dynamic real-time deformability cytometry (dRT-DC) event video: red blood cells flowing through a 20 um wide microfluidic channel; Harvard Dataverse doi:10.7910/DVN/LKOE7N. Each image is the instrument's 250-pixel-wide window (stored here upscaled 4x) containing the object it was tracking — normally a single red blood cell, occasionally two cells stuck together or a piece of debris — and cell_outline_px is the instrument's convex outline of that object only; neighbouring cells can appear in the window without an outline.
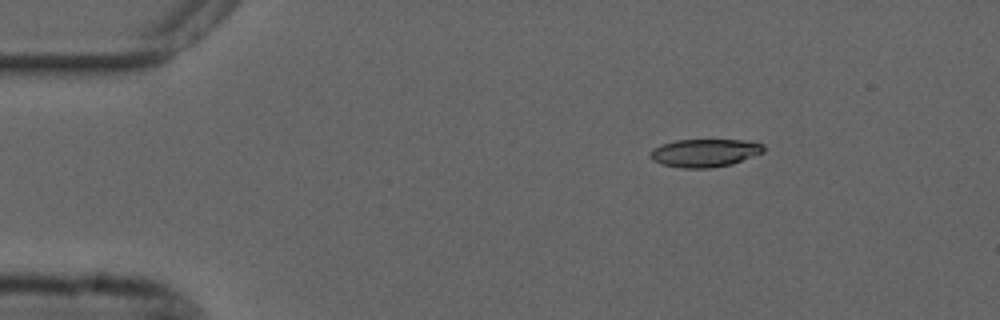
{"species": "common noctule bat (a hibernating species)", "species_latin": "Nyctalus noctula", "temperature_condition": "cold", "stored_images_in_passage": 35, "camera_frame_rate_fps": 3000, "um_per_image_px": 0.085, "animal": {"sex": "male", "forearm_length_mm": 52.5}, "frame": {"image": 1, "passage_image": 1, "time_ms": 0.0, "image_size_px": [1000, 320], "cell_outline_px": [[764, 152], [732, 164], [708, 168], [680, 168], [664, 164], [652, 160], [652, 148], [676, 140], [744, 140], [764, 144]], "centroid_in_image_um": [59.94, 12.99], "position_along_channel_um": 25.1, "area_um2": 18.26}}
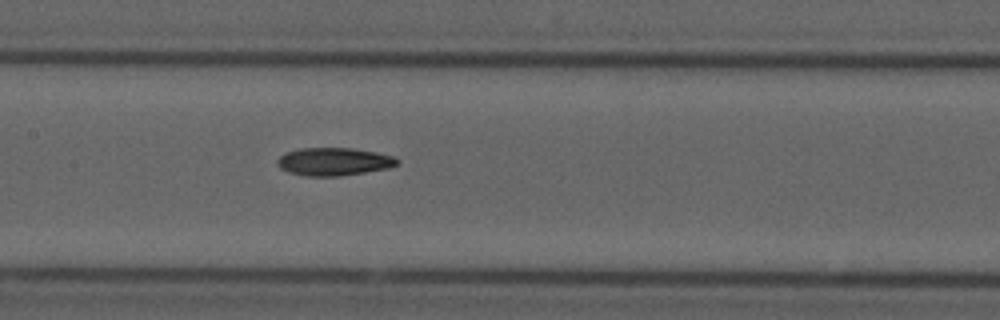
{"frame": {"image": 2, "passage_image": 19, "time_ms": 6.0, "image_size_px": [1000, 320], "cell_outline_px": [[400, 164], [388, 168], [340, 176], [304, 176], [288, 172], [280, 168], [276, 160], [280, 156], [288, 152], [300, 148], [352, 148], [376, 152], [392, 156], [400, 160]], "centroid_in_image_um": [28.39, 13.74], "position_along_channel_um": 179.0, "area_um2": 19.48}}
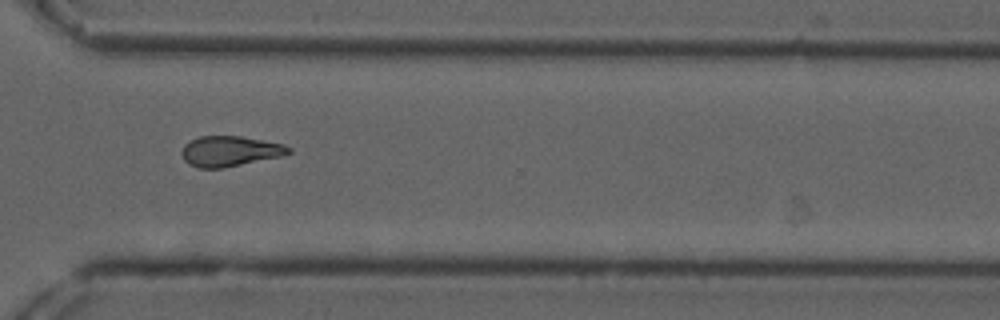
{"frame": {"image": 3, "passage_image": 33, "time_ms": 10.667, "image_size_px": [1000, 320], "cell_outline_px": [[292, 152], [280, 156], [224, 168], [200, 168], [188, 164], [184, 160], [180, 152], [184, 144], [200, 136], [240, 136], [284, 144], [292, 148]], "centroid_in_image_um": [19.52, 12.85], "position_along_channel_um": 351.1, "area_um2": 18.9}, "authors_computed_cell_mechanics": {"area_um2": 19.074, "velocity_mm_per_s": 3.6994, "shape_relaxation_time_tau1_ms": null, "shape_relaxation_time_tau2_ms": 10.0547, "deformation_change_tau1": null, "deformation_change_tau2": 0.2134}}